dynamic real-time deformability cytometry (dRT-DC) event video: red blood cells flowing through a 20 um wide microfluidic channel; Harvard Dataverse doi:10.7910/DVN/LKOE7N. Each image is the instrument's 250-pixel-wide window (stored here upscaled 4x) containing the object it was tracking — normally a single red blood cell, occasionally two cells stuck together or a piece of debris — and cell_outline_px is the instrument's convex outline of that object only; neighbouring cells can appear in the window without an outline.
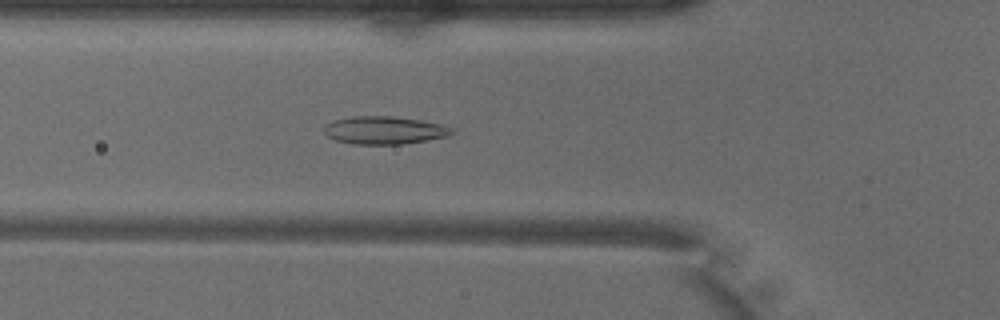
{"species": "common noctule bat (a hibernating species)", "species_latin": "Nyctalus noctula", "temperature_condition": "warm", "stored_images_in_passage": 26, "camera_frame_rate_fps": 3000, "um_per_image_px": 0.085, "animal": {"sex": "male", "body_mass_g": 18.8}, "frame": {"image": 1, "passage_image": 10, "time_ms": 3.0, "image_size_px": [1000, 320], "cell_outline_px": [[456, 132], [448, 136], [400, 144], [352, 144], [336, 140], [328, 136], [324, 132], [324, 124], [332, 120], [352, 116], [392, 116], [420, 120], [440, 124], [452, 128]], "centroid_in_image_um": [32.63, 11.06], "position_along_channel_um": 93.2, "area_um2": 20.69}}
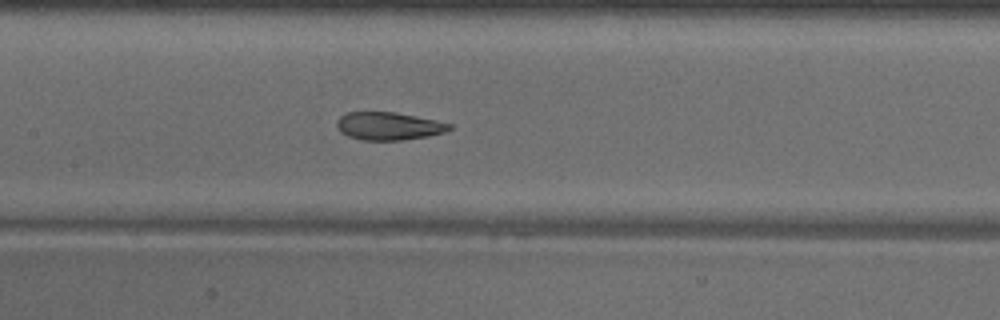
{"frame": {"image": 2, "passage_image": 16, "time_ms": 5.0, "image_size_px": [1000, 320], "cell_outline_px": [[452, 128], [444, 132], [428, 136], [400, 140], [364, 140], [348, 136], [340, 132], [336, 128], [336, 120], [340, 116], [348, 112], [396, 112], [436, 120], [452, 124]], "centroid_in_image_um": [33.01, 10.71], "position_along_channel_um": 174.4, "area_um2": 18.32}}
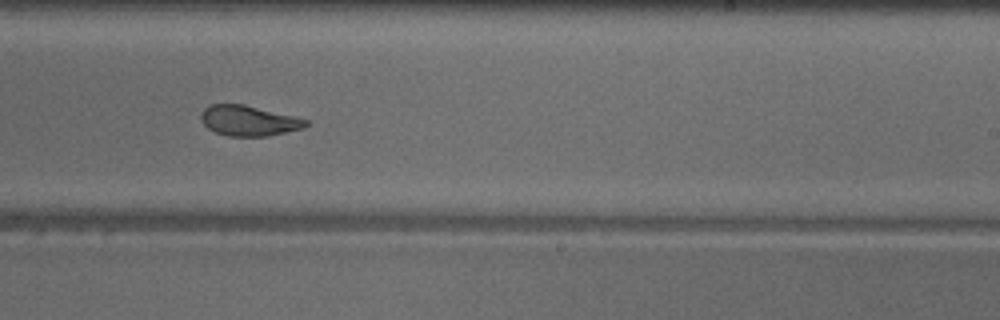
{"frame": {"image": 3, "passage_image": 23, "time_ms": 7.333, "image_size_px": [1000, 320], "cell_outline_px": [[308, 124], [304, 128], [268, 136], [228, 136], [216, 132], [208, 128], [200, 120], [200, 112], [208, 104], [244, 104], [308, 120]], "centroid_in_image_um": [21.09, 10.25], "position_along_channel_um": 267.9, "area_um2": 18.5}}